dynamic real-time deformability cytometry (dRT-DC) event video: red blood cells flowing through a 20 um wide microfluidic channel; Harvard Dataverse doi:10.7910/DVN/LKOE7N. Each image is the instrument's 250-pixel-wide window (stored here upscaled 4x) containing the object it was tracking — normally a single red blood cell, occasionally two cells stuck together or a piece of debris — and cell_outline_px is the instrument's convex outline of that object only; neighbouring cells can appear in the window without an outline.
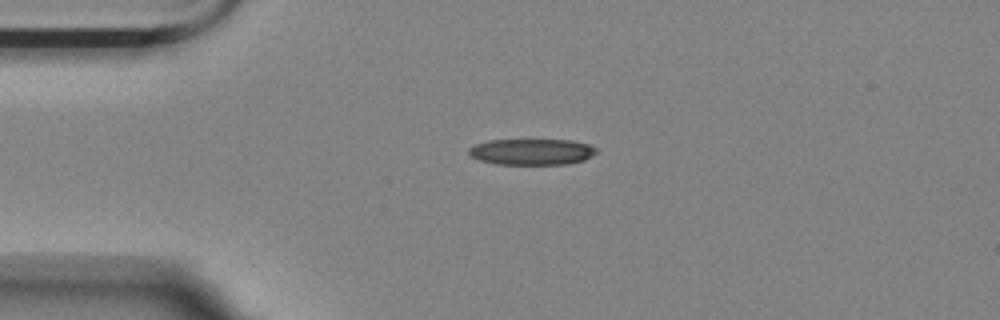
{"species": "Egyptian fruit bat (a non-hibernating species)", "species_latin": "Rousettus aegyptiacus", "temperature_condition": "room temperature", "stored_images_in_passage": 40, "camera_frame_rate_fps": 3000, "um_per_image_px": 0.085, "animal": {"sex": "female"}, "frame": {"image": 1, "passage_image": 1, "time_ms": 0.0, "image_size_px": [1000, 320], "cell_outline_px": [[596, 152], [592, 156], [584, 160], [568, 164], [496, 164], [480, 160], [472, 156], [468, 152], [468, 148], [476, 144], [488, 140], [572, 140], [588, 144], [596, 148]], "centroid_in_image_um": [45.21, 12.9], "position_along_channel_um": 39.8, "area_um2": 19.36}}
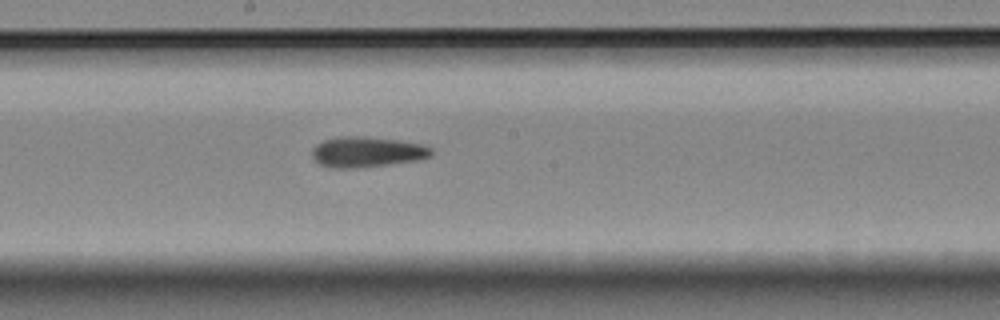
{"frame": {"image": 2, "passage_image": 18, "time_ms": 5.667, "image_size_px": [1000, 320], "cell_outline_px": [[432, 156], [420, 160], [356, 168], [332, 168], [320, 164], [312, 156], [312, 148], [316, 144], [324, 140], [340, 136], [364, 136], [396, 140], [424, 144], [432, 148]], "centroid_in_image_um": [31.21, 12.91], "position_along_channel_um": 217.0, "area_um2": 21.27}}
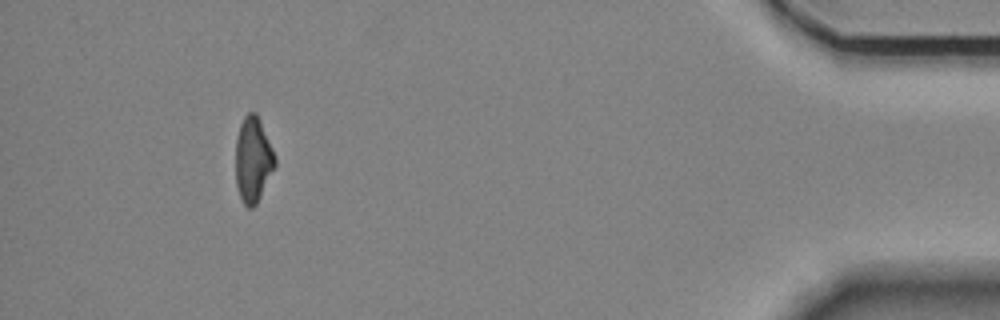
{"frame": {"image": 3, "passage_image": 40, "time_ms": 13.0, "image_size_px": [1000, 320], "cell_outline_px": [[276, 164], [256, 204], [252, 208], [248, 208], [244, 204], [240, 196], [236, 184], [236, 140], [240, 124], [244, 116], [248, 112], [256, 112], [260, 120], [276, 156]], "centroid_in_image_um": [21.51, 13.55], "position_along_channel_um": 413.7, "area_um2": 19.42}, "authors_computed_cell_mechanics": {"area_um2": 20.4901, "velocity_mm_per_s": 3.5448, "shape_relaxation_time_tau1_ms": 8.5066, "shape_relaxation_time_tau2_ms": 4.1588, "deformation_change_tau1": 0.2032, "deformation_change_tau2": 0.1442}}